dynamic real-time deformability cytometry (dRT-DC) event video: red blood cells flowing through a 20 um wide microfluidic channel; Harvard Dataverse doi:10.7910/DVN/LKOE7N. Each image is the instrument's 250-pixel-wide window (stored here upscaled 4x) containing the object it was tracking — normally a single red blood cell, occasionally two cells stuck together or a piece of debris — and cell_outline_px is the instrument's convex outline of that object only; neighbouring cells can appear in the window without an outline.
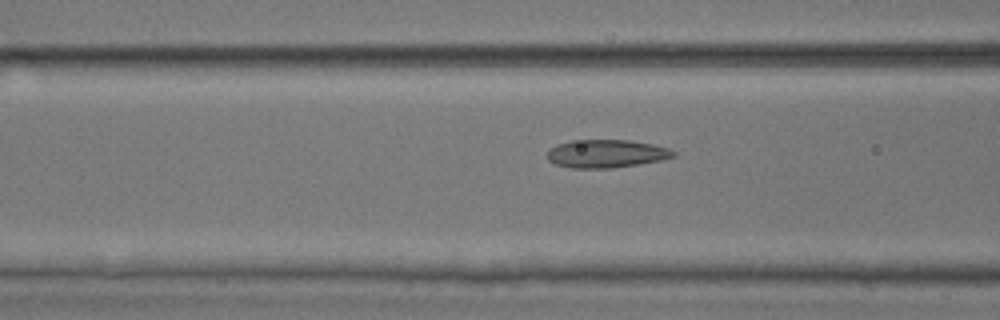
{"species": "common noctule bat (a hibernating species)", "species_latin": "Nyctalus noctula", "temperature_condition": "room temperature", "stored_images_in_passage": 49, "camera_frame_rate_fps": 3000, "um_per_image_px": 0.085, "animal": {"sex": "male", "body_mass_g": 17.9, "forearm_length_mm": 54.2}, "frame": {"image": 1, "passage_image": 21, "time_ms": 6.667, "image_size_px": [1000, 320], "cell_outline_px": [[676, 156], [660, 160], [640, 164], [612, 168], [572, 168], [556, 164], [548, 160], [548, 152], [556, 144], [572, 140], [628, 140], [652, 144], [668, 148], [676, 152]], "centroid_in_image_um": [51.55, 13.06], "position_along_channel_um": 115.1, "area_um2": 20.58}}
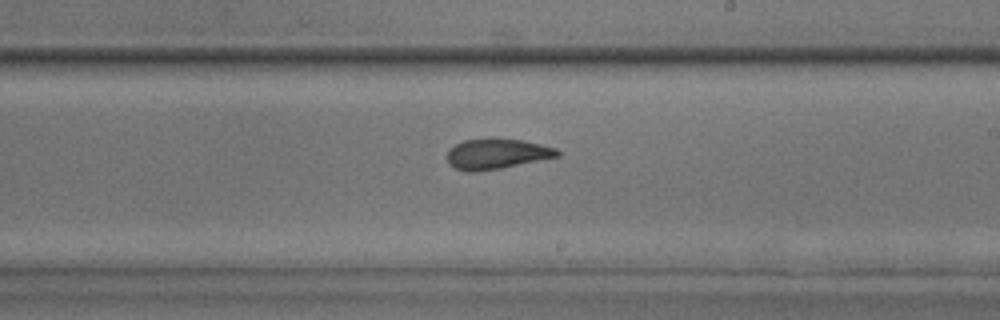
{"frame": {"image": 2, "passage_image": 31, "time_ms": 10.0, "image_size_px": [1000, 320], "cell_outline_px": [[560, 156], [500, 168], [476, 172], [464, 172], [448, 164], [448, 148], [464, 140], [492, 136], [520, 140], [540, 144], [556, 148], [560, 152]], "centroid_in_image_um": [42.19, 13.05], "position_along_channel_um": 246.8, "area_um2": 19.83}}
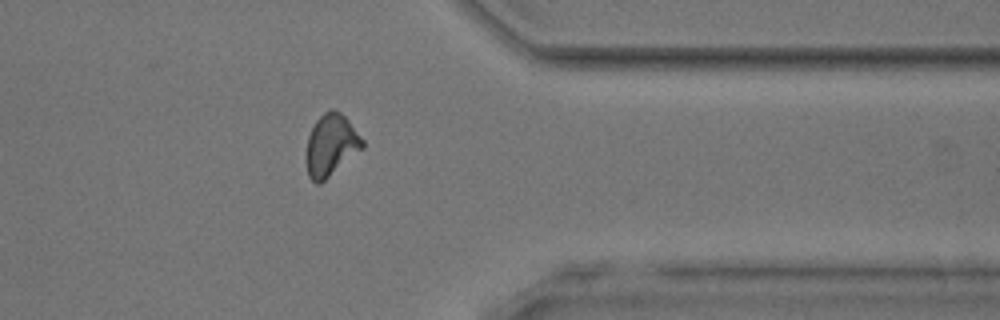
{"frame": {"image": 3, "passage_image": 42, "time_ms": 13.667, "image_size_px": [1000, 320], "cell_outline_px": [[364, 148], [320, 184], [316, 184], [308, 176], [304, 160], [308, 136], [316, 120], [324, 112], [332, 108], [340, 112], [348, 120], [364, 140]], "centroid_in_image_um": [28.11, 12.36], "position_along_channel_um": 383.3, "area_um2": 20.52}, "authors_computed_cell_mechanics": {"area_um2": 20.1722, "velocity_mm_per_s": 3.9675, "shape_relaxation_time_tau1_ms": null, "shape_relaxation_time_tau2_ms": 2.4223, "deformation_change_tau1": null, "deformation_change_tau2": 0.1041}}